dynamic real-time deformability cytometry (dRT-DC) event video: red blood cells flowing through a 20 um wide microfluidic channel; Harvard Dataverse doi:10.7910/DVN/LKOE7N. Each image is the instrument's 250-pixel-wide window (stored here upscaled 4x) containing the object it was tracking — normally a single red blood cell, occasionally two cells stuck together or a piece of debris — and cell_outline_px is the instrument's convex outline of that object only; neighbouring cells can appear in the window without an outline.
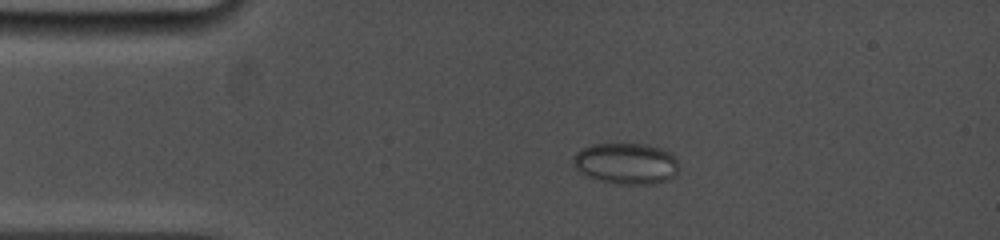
{"species": "common noctule bat (a hibernating species)", "species_latin": "Nyctalus noctula", "temperature_condition": "cold", "stored_images_in_passage": 14, "camera_frame_rate_fps": 5000, "um_per_image_px": 0.085, "animal": {"sex": "female", "body_mass_g": 19.0, "forearm_length_mm": 53.3}, "frame": {"image": 1, "passage_image": 6, "time_ms": 3.2, "image_size_px": [1000, 240], "cell_outline_px": [[676, 172], [668, 180], [652, 184], [616, 184], [600, 180], [588, 176], [576, 168], [572, 164], [572, 156], [576, 152], [592, 144], [644, 144], [664, 148], [672, 152], [676, 160]], "centroid_in_image_um": [53.21, 13.89], "position_along_channel_um": 31.8, "area_um2": 25.32}}
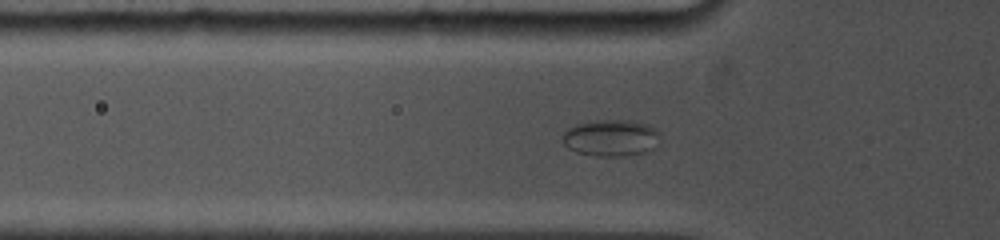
{"frame": {"image": 2, "passage_image": 12, "time_ms": 5.4, "image_size_px": [1000, 240], "cell_outline_px": [[660, 144], [644, 152], [624, 156], [596, 156], [576, 152], [568, 148], [564, 144], [560, 136], [568, 128], [576, 124], [596, 120], [628, 120], [648, 124], [656, 128], [660, 132]], "centroid_in_image_um": [51.95, 11.71], "position_along_channel_um": 73.9, "area_um2": 21.15}}
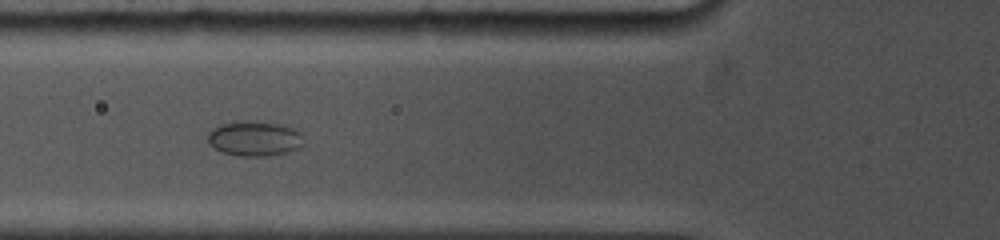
{"frame": {"image": 3, "passage_image": 13, "time_ms": 6.2, "image_size_px": [1000, 240], "cell_outline_px": [[300, 148], [288, 152], [268, 156], [240, 156], [220, 152], [208, 140], [208, 132], [212, 128], [220, 124], [236, 120], [248, 120], [280, 124], [292, 128], [300, 132]], "centroid_in_image_um": [21.58, 11.76], "position_along_channel_um": 104.2, "area_um2": 19.54}}